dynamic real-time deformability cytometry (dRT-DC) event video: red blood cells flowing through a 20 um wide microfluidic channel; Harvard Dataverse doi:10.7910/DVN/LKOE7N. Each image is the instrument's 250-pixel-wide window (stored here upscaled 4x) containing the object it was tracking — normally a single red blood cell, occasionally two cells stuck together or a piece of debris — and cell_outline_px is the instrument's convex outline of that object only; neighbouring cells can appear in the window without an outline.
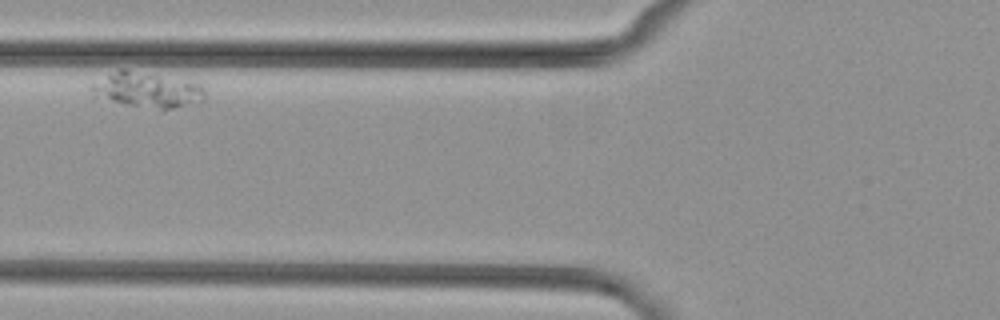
{"species": "common noctule bat (a hibernating species)", "species_latin": "Nyctalus noctula", "temperature_condition": "cold", "stored_images_in_passage": 4, "camera_frame_rate_fps": 3000, "um_per_image_px": 0.085, "animal": {"sex": "female", "body_mass_g": 29.2, "forearm_length_mm": 56.3}, "frame": {"image": 1, "passage_image": 2, "time_ms": 1.333, "image_size_px": [1000, 320], "cell_outline_px": [[204, 100], [200, 104], [160, 112], [92, 100], [88, 88], [92, 84], [120, 68], [124, 68], [184, 80], [200, 84], [204, 88]], "centroid_in_image_um": [12.44, 7.73], "position_along_channel_um": 113.4, "area_um2": 25.09}}
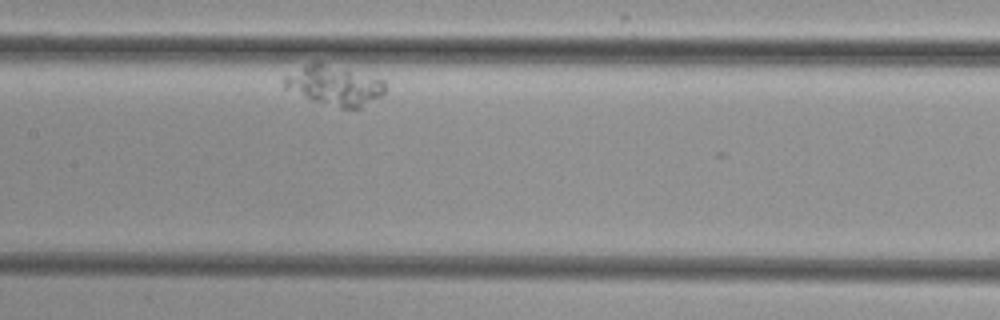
{"frame": {"image": 2, "passage_image": 4, "time_ms": 3.667, "image_size_px": [1000, 320], "cell_outline_px": [[388, 88], [380, 96], [360, 108], [340, 108], [312, 100], [284, 88], [284, 76], [304, 64], [316, 60], [376, 76], [384, 80]], "centroid_in_image_um": [28.44, 7.22], "position_along_channel_um": 179.0, "area_um2": 23.81}}